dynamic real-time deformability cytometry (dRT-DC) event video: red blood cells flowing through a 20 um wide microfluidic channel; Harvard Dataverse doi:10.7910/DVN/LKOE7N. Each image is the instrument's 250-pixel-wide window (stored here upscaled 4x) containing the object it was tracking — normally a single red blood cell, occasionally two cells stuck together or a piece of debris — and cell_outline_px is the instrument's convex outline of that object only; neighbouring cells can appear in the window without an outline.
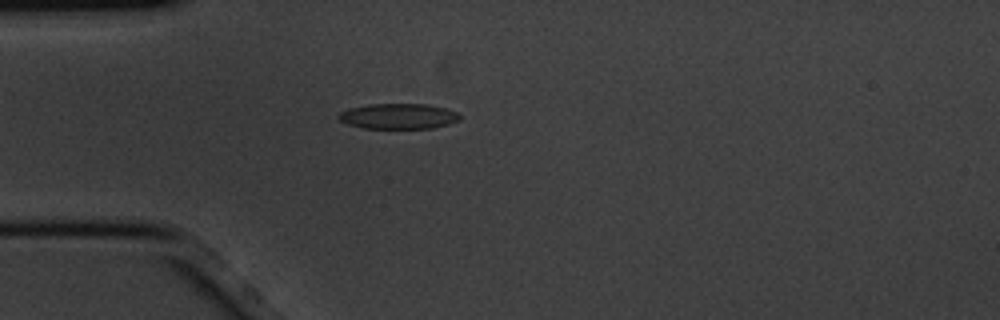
{"species": "common noctule bat (a hibernating species)", "species_latin": "Nyctalus noctula", "temperature_condition": "cold", "stored_images_in_passage": 4, "camera_frame_rate_fps": 3000, "um_per_image_px": 0.085, "animal": {"sex": "male", "body_mass_g": 20.1, "forearm_length_mm": 53.5}, "frame": {"image": 1, "passage_image": 4, "time_ms": 1.0, "image_size_px": [1000, 320], "cell_outline_px": [[460, 120], [448, 124], [432, 128], [360, 128], [348, 124], [340, 120], [336, 116], [340, 112], [348, 108], [368, 104], [428, 104], [444, 108], [456, 112], [460, 116]], "centroid_in_image_um": [33.83, 9.88], "position_along_channel_um": 51.2, "area_um2": 17.98}}